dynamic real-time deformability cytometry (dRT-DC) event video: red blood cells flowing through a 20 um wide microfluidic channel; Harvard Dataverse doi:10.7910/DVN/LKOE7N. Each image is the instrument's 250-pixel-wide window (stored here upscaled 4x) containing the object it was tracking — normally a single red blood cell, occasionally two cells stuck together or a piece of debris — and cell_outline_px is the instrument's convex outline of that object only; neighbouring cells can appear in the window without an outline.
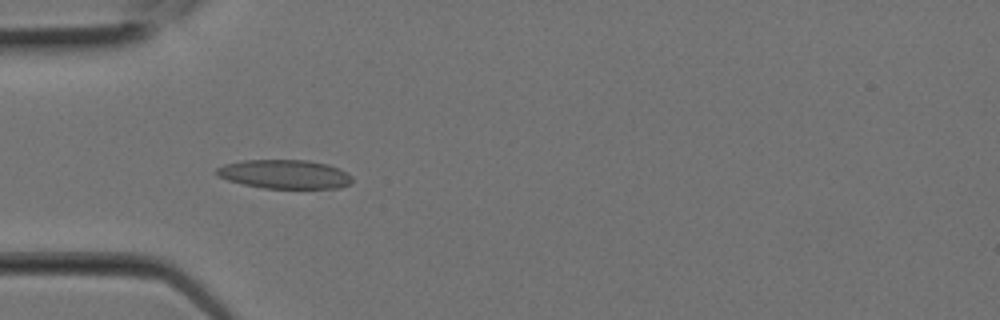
{"species": "Egyptian fruit bat (a non-hibernating species)", "species_latin": "Rousettus aegyptiacus", "temperature_condition": "room temperature", "stored_images_in_passage": 7, "camera_frame_rate_fps": 3000, "um_per_image_px": 0.085, "animal": {"sex": "female"}, "frame": {"image": 1, "passage_image": 3, "time_ms": 0.667, "image_size_px": [1000, 320], "cell_outline_px": [[352, 180], [348, 184], [340, 188], [264, 188], [244, 184], [228, 180], [220, 176], [216, 172], [216, 168], [224, 164], [244, 160], [308, 160], [328, 164], [340, 168], [348, 172], [352, 176]], "centroid_in_image_um": [24.24, 14.8], "position_along_channel_um": 60.8, "area_um2": 22.83}}
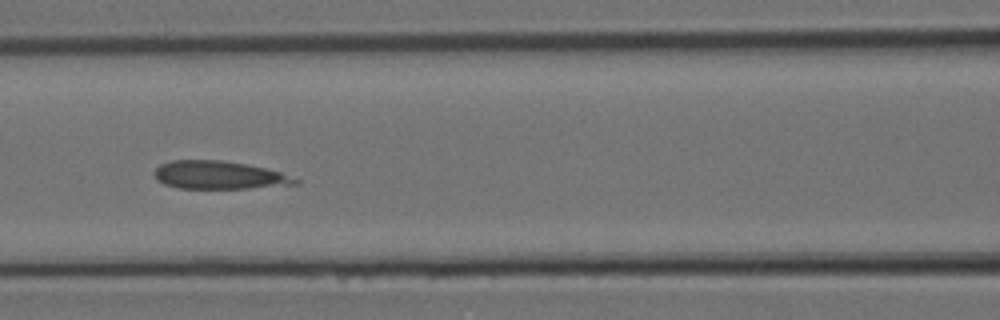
{"frame": {"image": 2, "passage_image": 6, "time_ms": 1.667, "image_size_px": [1000, 320], "cell_outline_px": [[300, 184], [248, 188], [180, 188], [164, 184], [156, 180], [152, 172], [160, 164], [172, 160], [220, 160], [248, 164], [280, 172], [300, 180]], "centroid_in_image_um": [18.59, 14.88], "position_along_channel_um": 148.0, "area_um2": 23.06}}
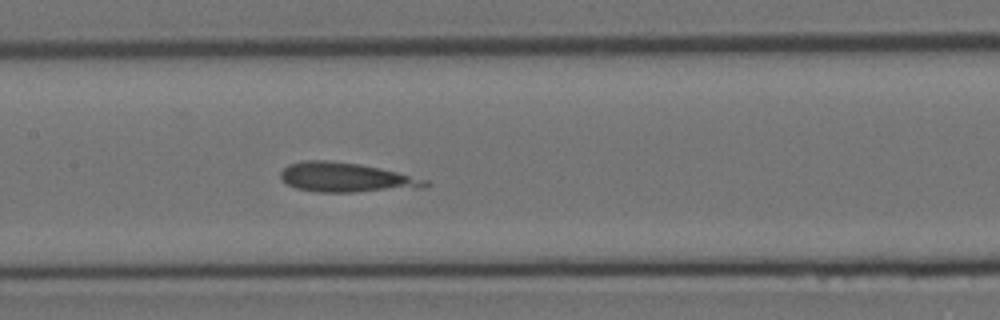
{"frame": {"image": 3, "passage_image": 7, "time_ms": 2.0, "image_size_px": [1000, 320], "cell_outline_px": [[428, 184], [420, 188], [352, 192], [320, 192], [296, 188], [280, 180], [280, 172], [288, 164], [300, 160], [328, 160], [360, 164], [380, 168], [428, 180]], "centroid_in_image_um": [29.35, 15.07], "position_along_channel_um": 178.1, "area_um2": 24.8}}